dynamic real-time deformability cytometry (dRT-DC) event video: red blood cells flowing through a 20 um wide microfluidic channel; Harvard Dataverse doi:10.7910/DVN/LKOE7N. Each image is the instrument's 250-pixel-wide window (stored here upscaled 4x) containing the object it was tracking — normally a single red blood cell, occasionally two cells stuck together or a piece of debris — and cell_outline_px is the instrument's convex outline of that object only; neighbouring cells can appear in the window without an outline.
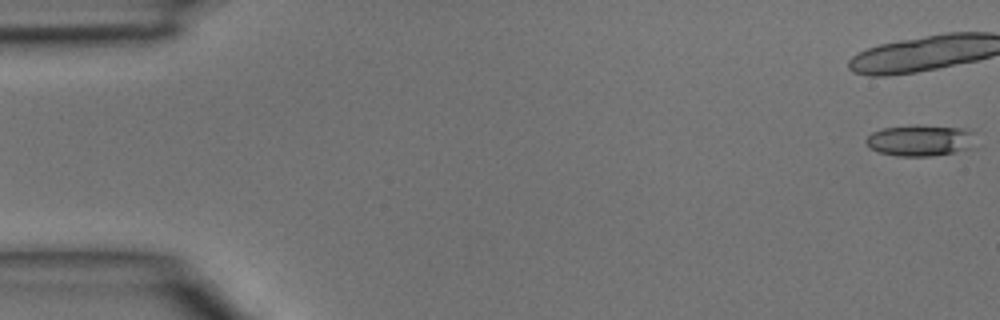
{"species": "common noctule bat (a hibernating species)", "species_latin": "Nyctalus noctula", "temperature_condition": "room temperature", "stored_images_in_passage": 5, "camera_frame_rate_fps": 3000, "um_per_image_px": 0.085, "animal": {"sex": "male", "body_mass_g": 15.6}, "frame": {"image": 1, "passage_image": 1, "time_ms": 0.0, "image_size_px": [1000, 320], "cell_outline_px": [[972, 132], [968, 148], [956, 152], [928, 156], [896, 156], [880, 152], [872, 148], [864, 140], [872, 132], [884, 128], [916, 124], [968, 128]], "centroid_in_image_um": [78.17, 11.91], "position_along_channel_um": 6.8, "area_um2": 19.71}}
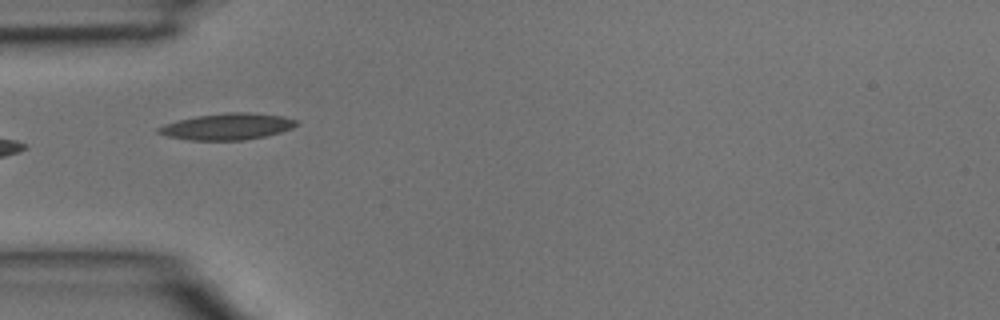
{"frame": {"image": 2, "passage_image": 5, "time_ms": 1.333, "image_size_px": [1000, 320], "cell_outline_px": [[300, 124], [292, 128], [280, 132], [264, 136], [244, 140], [188, 140], [168, 136], [156, 132], [156, 128], [164, 124], [196, 116], [228, 112], [244, 112], [284, 116], [300, 120]], "centroid_in_image_um": [19.36, 10.75], "position_along_channel_um": 65.6, "area_um2": 21.27}}